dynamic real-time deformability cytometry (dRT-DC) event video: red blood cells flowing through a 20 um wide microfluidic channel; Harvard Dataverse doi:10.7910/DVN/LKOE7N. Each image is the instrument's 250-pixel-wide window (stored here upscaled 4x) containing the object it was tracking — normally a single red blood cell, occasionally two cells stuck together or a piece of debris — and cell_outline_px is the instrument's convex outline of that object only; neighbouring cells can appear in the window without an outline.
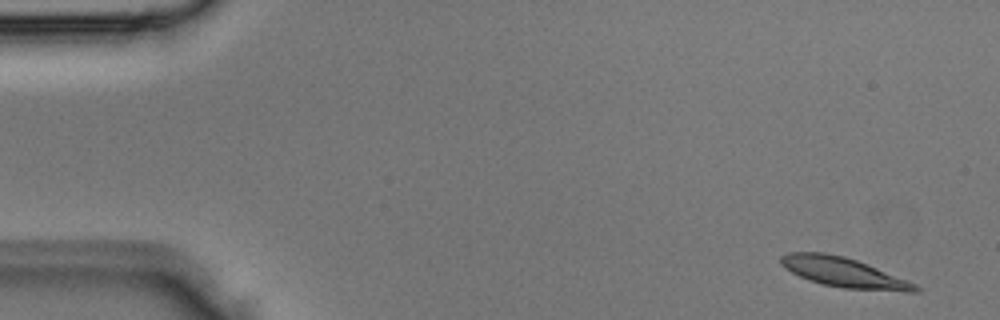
{"species": "Egyptian fruit bat (a non-hibernating species)", "species_latin": "Rousettus aegyptiacus", "temperature_condition": "room temperature", "stored_images_in_passage": 4, "camera_frame_rate_fps": 3000, "um_per_image_px": 0.085, "animal": {"sex": "male"}, "frame": {"image": 1, "passage_image": 1, "time_ms": 0.0, "image_size_px": [1000, 320], "cell_outline_px": [[920, 292], [904, 292], [844, 288], [820, 284], [808, 280], [784, 268], [780, 264], [780, 256], [788, 252], [824, 252], [844, 256], [868, 264], [916, 284], [920, 288]], "centroid_in_image_um": [71.7, 23.16], "position_along_channel_um": 13.3, "area_um2": 23.41}}